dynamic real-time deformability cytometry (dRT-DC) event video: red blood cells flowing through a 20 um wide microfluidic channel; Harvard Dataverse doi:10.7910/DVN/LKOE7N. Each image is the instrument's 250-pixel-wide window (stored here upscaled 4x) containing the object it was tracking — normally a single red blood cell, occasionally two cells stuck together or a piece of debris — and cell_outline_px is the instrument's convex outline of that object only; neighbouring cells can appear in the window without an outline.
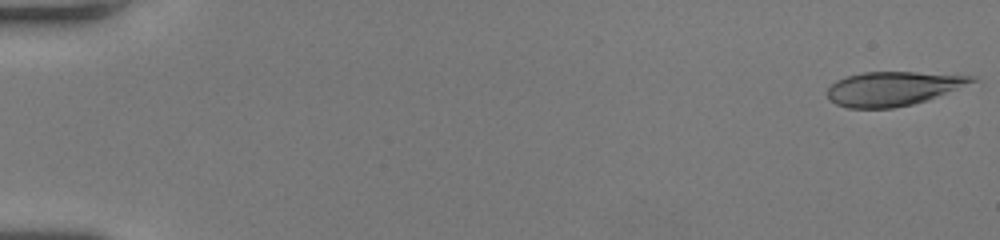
{"species": "human", "species_latin": "Homo sapiens", "temperature_condition": "room temperature", "stored_images_in_passage": 14, "camera_frame_rate_fps": 3000, "um_per_image_px": 0.085, "donor": {"sex": "female"}, "frame": {"image": 1, "passage_image": 1, "time_ms": 0.0, "image_size_px": [1000, 240], "cell_outline_px": [[976, 80], [928, 100], [912, 104], [892, 108], [848, 108], [836, 104], [828, 100], [828, 88], [836, 80], [848, 76], [864, 72], [916, 72], [976, 76]], "centroid_in_image_um": [75.85, 7.53], "position_along_channel_um": 9.1, "area_um2": 28.44}}